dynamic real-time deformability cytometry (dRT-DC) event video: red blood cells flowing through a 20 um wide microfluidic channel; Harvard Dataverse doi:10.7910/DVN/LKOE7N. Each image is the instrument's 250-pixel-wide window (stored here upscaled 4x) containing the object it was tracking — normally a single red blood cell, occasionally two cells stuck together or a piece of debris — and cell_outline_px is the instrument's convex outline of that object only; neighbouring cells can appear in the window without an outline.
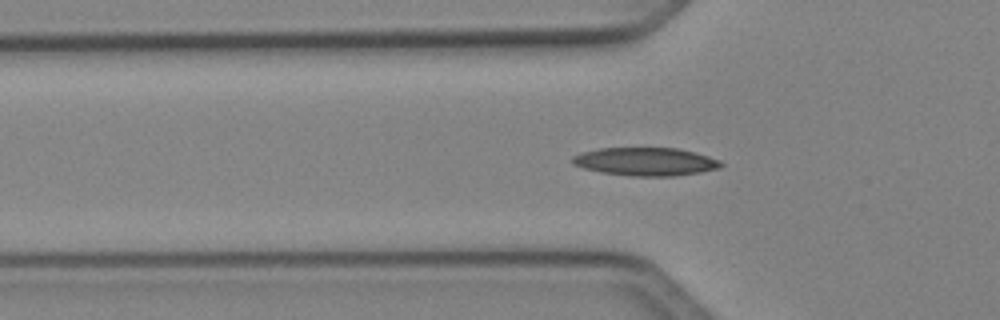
{"species": "Egyptian fruit bat (a non-hibernating species)", "species_latin": "Rousettus aegyptiacus", "temperature_condition": "cold", "stored_images_in_passage": 46, "camera_frame_rate_fps": 3000, "um_per_image_px": 0.085, "animal": {"sex": "female"}, "frame": {"image": 1, "passage_image": 12, "time_ms": 3.667, "image_size_px": [1000, 320], "cell_outline_px": [[724, 164], [720, 168], [700, 172], [672, 176], [632, 176], [600, 172], [584, 168], [572, 164], [572, 156], [580, 152], [600, 148], [676, 148], [708, 156], [720, 160]], "centroid_in_image_um": [54.85, 13.74], "position_along_channel_um": 71.0, "area_um2": 24.33}}
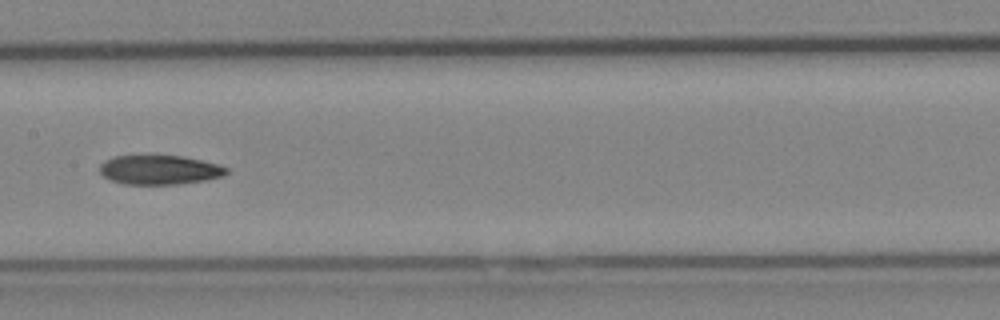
{"frame": {"image": 2, "passage_image": 21, "time_ms": 6.667, "image_size_px": [1000, 320], "cell_outline_px": [[228, 172], [224, 176], [204, 180], [180, 184], [124, 184], [112, 180], [104, 176], [100, 172], [100, 164], [104, 160], [112, 156], [184, 156], [220, 164], [228, 168]], "centroid_in_image_um": [13.58, 14.43], "position_along_channel_um": 193.8, "area_um2": 21.68}}
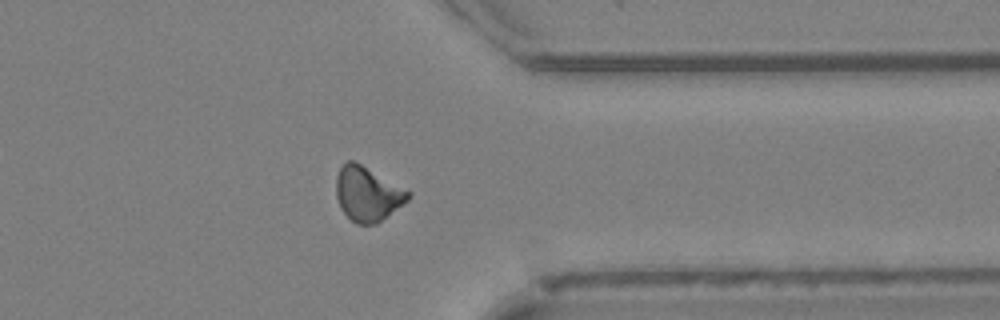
{"frame": {"image": 3, "passage_image": 35, "time_ms": 11.333, "image_size_px": [1000, 320], "cell_outline_px": [[412, 196], [408, 200], [376, 224], [356, 224], [340, 208], [336, 196], [336, 176], [340, 168], [348, 160], [352, 160], [360, 164], [412, 192]], "centroid_in_image_um": [31.24, 16.48], "position_along_channel_um": 380.2, "area_um2": 22.6}, "authors_computed_cell_mechanics": {"area_um2": 22.3975, "velocity_mm_per_s": 4.119, "shape_relaxation_time_tau1_ms": 6.0283, "shape_relaxation_time_tau2_ms": null, "deformation_change_tau1": 0.1523, "deformation_change_tau2": null}}